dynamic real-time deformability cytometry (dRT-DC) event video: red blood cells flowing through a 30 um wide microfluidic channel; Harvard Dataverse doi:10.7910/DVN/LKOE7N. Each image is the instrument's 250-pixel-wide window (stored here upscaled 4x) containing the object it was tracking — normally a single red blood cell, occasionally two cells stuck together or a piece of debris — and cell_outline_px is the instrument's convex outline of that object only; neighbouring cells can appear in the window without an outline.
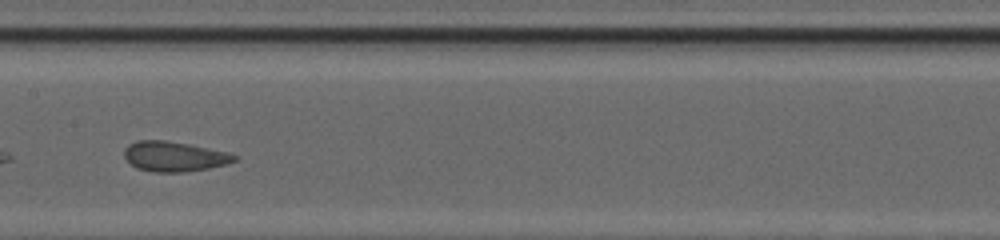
{"species": "common noctule bat (a hibernating species)", "species_latin": "Nyctalus noctula", "temperature_condition": "cold", "stored_images_in_passage": 32, "camera_frame_rate_fps": 3000, "um_per_image_px": 0.085, "animal": {"sex": "female", "body_mass_g": 20.0, "forearm_length_mm": 54.0}, "frame": {"image": 1, "passage_image": 14, "time_ms": 4.333, "image_size_px": [1000, 240], "cell_outline_px": [[240, 156], [236, 160], [228, 164], [208, 168], [184, 172], [152, 172], [136, 168], [124, 156], [124, 148], [128, 144], [136, 140], [164, 140], [188, 144], [228, 152]], "centroid_in_image_um": [14.81, 13.3], "position_along_channel_um": 192.6, "area_um2": 19.36}}
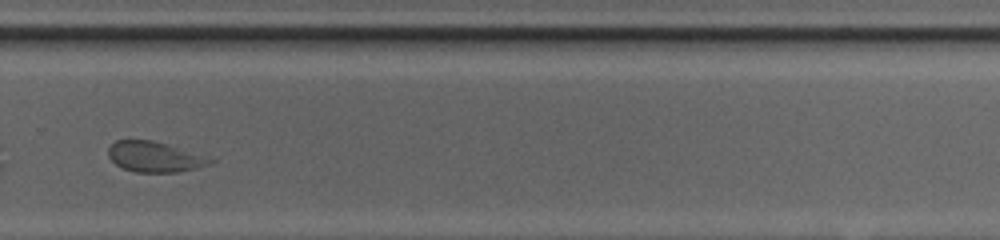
{"frame": {"image": 2, "passage_image": 23, "time_ms": 7.333, "image_size_px": [1000, 240], "cell_outline_px": [[216, 160], [208, 164], [196, 168], [176, 172], [136, 172], [124, 168], [116, 164], [108, 156], [108, 148], [116, 140], [152, 140], [168, 144]], "centroid_in_image_um": [13.11, 13.32], "position_along_channel_um": 316.7, "area_um2": 17.74}, "authors_computed_cell_mechanics": {"area_um2": 19.3341, "velocity_mm_per_s": 4.1627, "shape_relaxation_time_tau1_ms": null, "shape_relaxation_time_tau2_ms": 0.8129, "deformation_change_tau1": null, "deformation_change_tau2": 0.0819}}